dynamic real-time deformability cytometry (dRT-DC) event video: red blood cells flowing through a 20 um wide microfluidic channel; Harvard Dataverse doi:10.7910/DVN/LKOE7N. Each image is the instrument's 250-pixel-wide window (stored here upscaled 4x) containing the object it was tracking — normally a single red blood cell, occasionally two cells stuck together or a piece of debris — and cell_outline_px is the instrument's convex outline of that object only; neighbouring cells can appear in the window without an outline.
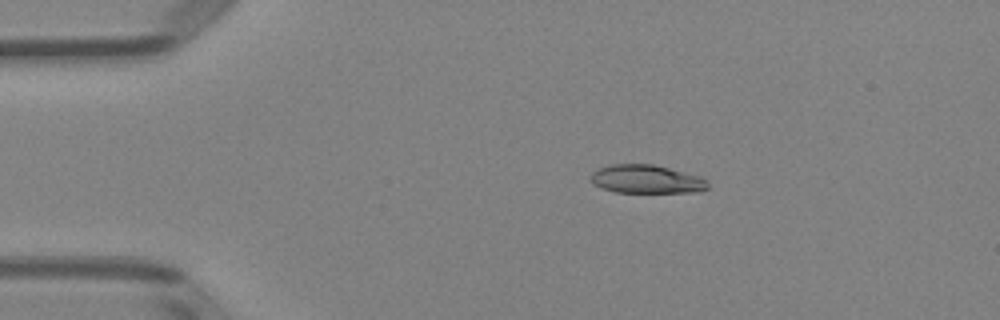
{"species": "Egyptian fruit bat (a non-hibernating species)", "species_latin": "Rousettus aegyptiacus", "temperature_condition": "room temperature", "stored_images_in_passage": 4, "camera_frame_rate_fps": 3000, "um_per_image_px": 0.085, "animal": {"sex": "female"}, "frame": {"image": 1, "passage_image": 3, "time_ms": 2.333, "image_size_px": [1000, 320], "cell_outline_px": [[708, 188], [700, 192], [616, 192], [592, 184], [592, 172], [596, 168], [612, 164], [652, 164], [704, 176], [708, 180]], "centroid_in_image_um": [55.01, 15.22], "position_along_channel_um": 30.0, "area_um2": 19.59}}